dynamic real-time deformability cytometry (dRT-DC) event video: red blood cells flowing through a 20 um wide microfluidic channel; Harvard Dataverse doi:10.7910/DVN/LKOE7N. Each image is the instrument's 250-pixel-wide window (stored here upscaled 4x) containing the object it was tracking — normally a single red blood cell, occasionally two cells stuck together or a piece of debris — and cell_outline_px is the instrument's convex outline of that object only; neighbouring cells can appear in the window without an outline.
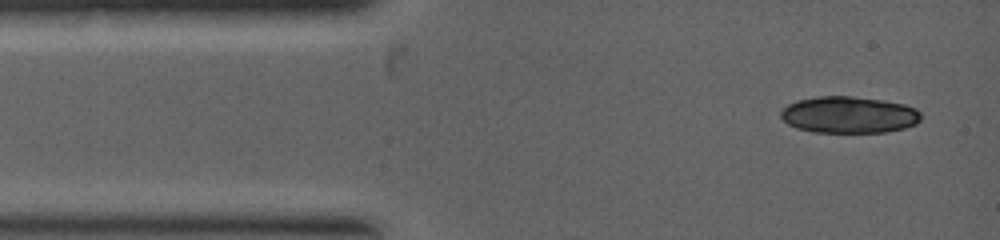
{"species": "common noctule bat (a hibernating species)", "species_latin": "Nyctalus noctula", "temperature_condition": "warm", "stored_images_in_passage": 3, "camera_frame_rate_fps": 5000, "um_per_image_px": 0.085, "animal": {"sex": "female", "body_mass_g": 19.0, "forearm_length_mm": 53.3}, "frame": {"image": 1, "passage_image": 1, "time_ms": 0.0, "image_size_px": [1000, 240], "cell_outline_px": [[920, 120], [916, 124], [904, 128], [884, 132], [812, 132], [796, 128], [788, 124], [780, 116], [780, 112], [788, 104], [796, 100], [820, 96], [852, 96], [880, 100], [904, 104], [916, 108], [920, 112]], "centroid_in_image_um": [72.14, 9.76], "position_along_channel_um": 12.9, "area_um2": 29.94}}